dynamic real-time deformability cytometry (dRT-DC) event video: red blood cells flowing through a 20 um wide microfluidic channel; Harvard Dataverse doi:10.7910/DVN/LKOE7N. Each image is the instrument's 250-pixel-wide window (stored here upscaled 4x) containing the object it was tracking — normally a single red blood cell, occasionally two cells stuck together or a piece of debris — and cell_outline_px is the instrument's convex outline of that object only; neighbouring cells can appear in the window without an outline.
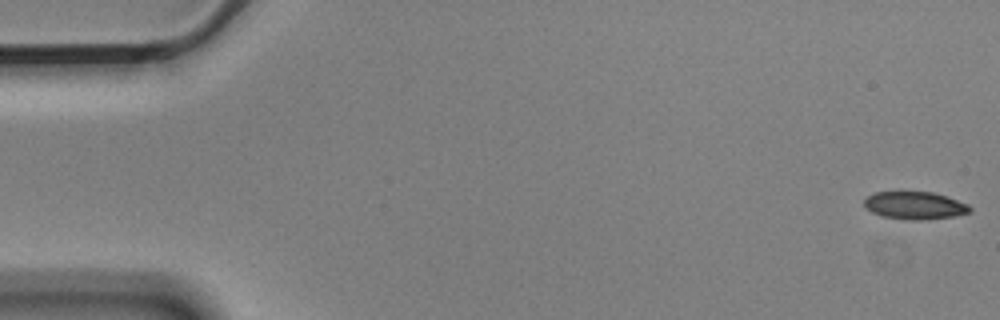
{"species": "Egyptian fruit bat (a non-hibernating species)", "species_latin": "Rousettus aegyptiacus", "temperature_condition": "cold", "stored_images_in_passage": 56, "camera_frame_rate_fps": 3000, "um_per_image_px": 0.085, "animal": {"sex": "male"}, "frame": {"image": 1, "passage_image": 1, "time_ms": 0.0, "image_size_px": [1000, 320], "cell_outline_px": [[972, 212], [956, 216], [920, 220], [908, 220], [880, 216], [872, 212], [864, 204], [864, 200], [868, 196], [876, 192], [932, 192], [948, 196], [968, 204], [972, 208]], "centroid_in_image_um": [77.81, 17.47], "position_along_channel_um": 7.2, "area_um2": 17.11}}
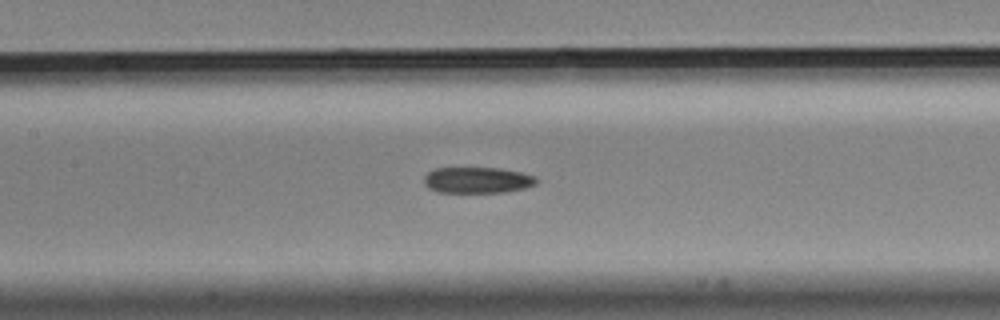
{"frame": {"image": 2, "passage_image": 26, "time_ms": 8.333, "image_size_px": [1000, 320], "cell_outline_px": [[540, 180], [536, 184], [524, 188], [504, 192], [436, 192], [428, 188], [424, 184], [424, 176], [428, 172], [436, 168], [496, 168], [520, 172], [536, 176]], "centroid_in_image_um": [40.57, 15.31], "position_along_channel_um": 166.8, "area_um2": 17.11}}
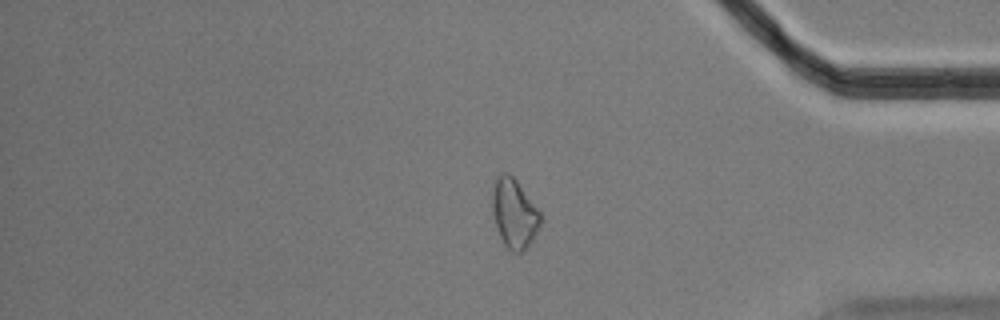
{"frame": {"image": 3, "passage_image": 47, "time_ms": 15.333, "image_size_px": [1000, 320], "cell_outline_px": [[544, 220], [532, 240], [520, 252], [512, 252], [504, 244], [496, 228], [492, 212], [492, 192], [496, 176], [500, 172], [508, 172], [516, 180], [540, 212]], "centroid_in_image_um": [43.7, 18.12], "position_along_channel_um": 391.5, "area_um2": 19.48}, "authors_computed_cell_mechanics": {"area_um2": 18.0625, "velocity_mm_per_s": 3.5409, "shape_relaxation_time_tau1_ms": 4.8397, "shape_relaxation_time_tau2_ms": 6.1296, "deformation_change_tau1": 0.1189, "deformation_change_tau2": 0.142}}